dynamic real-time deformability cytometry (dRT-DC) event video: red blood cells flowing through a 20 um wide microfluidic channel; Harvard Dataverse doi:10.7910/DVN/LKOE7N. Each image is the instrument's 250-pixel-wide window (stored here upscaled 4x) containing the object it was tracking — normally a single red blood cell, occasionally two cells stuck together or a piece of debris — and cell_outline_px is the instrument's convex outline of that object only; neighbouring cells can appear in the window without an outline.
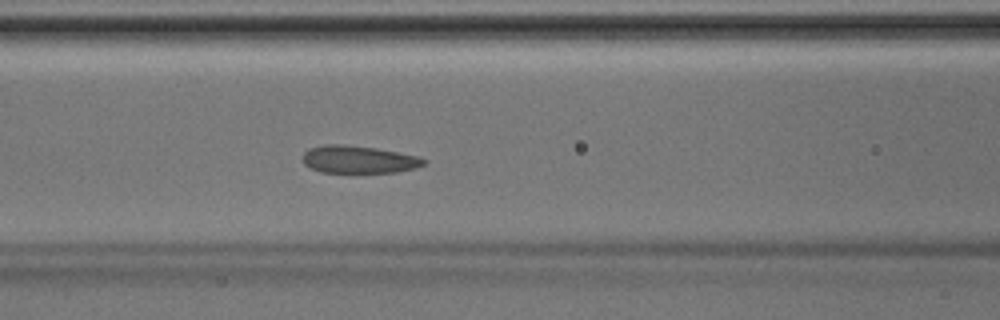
{"species": "Egyptian fruit bat (a non-hibernating species)", "species_latin": "Rousettus aegyptiacus", "temperature_condition": "room temperature", "stored_images_in_passage": 46, "camera_frame_rate_fps": 3000, "um_per_image_px": 0.085, "animal": {"sex": "male"}, "frame": {"image": 1, "passage_image": 20, "time_ms": 6.333, "image_size_px": [1000, 320], "cell_outline_px": [[428, 160], [424, 164], [416, 168], [396, 172], [320, 172], [304, 164], [304, 152], [308, 148], [324, 144], [340, 144], [376, 148], [416, 156]], "centroid_in_image_um": [30.47, 13.55], "position_along_channel_um": 136.1, "area_um2": 19.25}}